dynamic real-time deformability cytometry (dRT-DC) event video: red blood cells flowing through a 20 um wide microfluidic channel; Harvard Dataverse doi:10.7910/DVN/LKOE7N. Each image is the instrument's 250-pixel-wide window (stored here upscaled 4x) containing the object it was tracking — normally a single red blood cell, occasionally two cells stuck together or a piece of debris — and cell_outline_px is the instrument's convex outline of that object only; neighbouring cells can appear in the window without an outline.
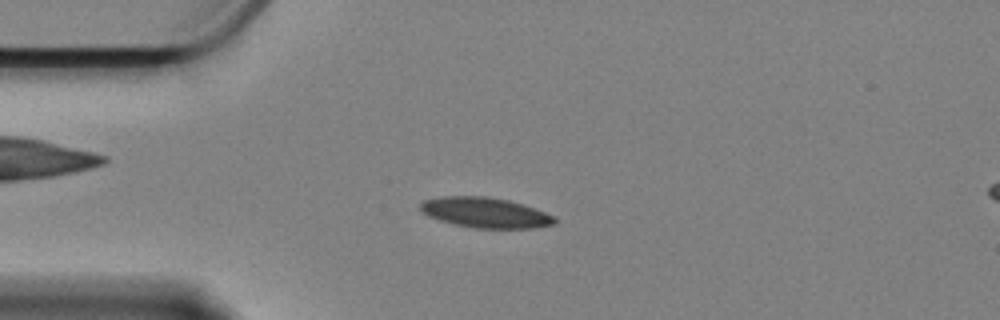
{"species": "Egyptian fruit bat (a non-hibernating species)", "species_latin": "Rousettus aegyptiacus", "temperature_condition": "cold", "stored_images_in_passage": 58, "camera_frame_rate_fps": 3000, "um_per_image_px": 0.085, "animal": {"sex": "female"}, "frame": {"image": 1, "passage_image": 13, "time_ms": 4.0, "image_size_px": [1000, 320], "cell_outline_px": [[560, 220], [556, 224], [536, 228], [476, 228], [452, 224], [428, 216], [420, 212], [420, 204], [424, 200], [444, 196], [484, 196], [508, 200], [556, 216]], "centroid_in_image_um": [41.26, 18.08], "position_along_channel_um": 43.7, "area_um2": 23.76}}
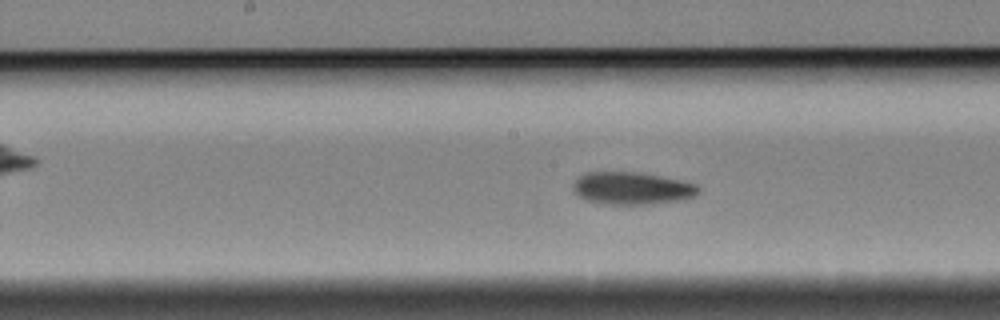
{"frame": {"image": 2, "passage_image": 28, "time_ms": 9.0, "image_size_px": [1000, 320], "cell_outline_px": [[700, 192], [696, 196], [684, 200], [652, 204], [604, 204], [584, 200], [576, 196], [572, 188], [572, 184], [584, 172], [640, 172], [684, 180], [696, 184], [700, 188]], "centroid_in_image_um": [53.73, 16.01], "position_along_channel_um": 194.5, "area_um2": 24.28}}
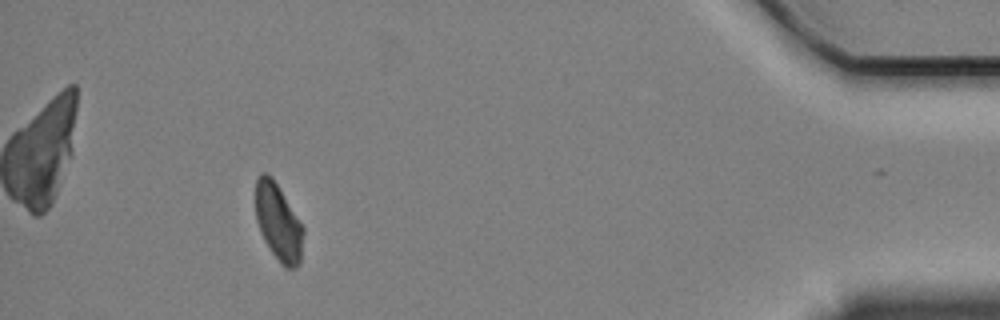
{"frame": {"image": 3, "passage_image": 53, "time_ms": 17.333, "image_size_px": [1000, 320], "cell_outline_px": [[304, 232], [300, 264], [296, 268], [284, 268], [280, 264], [264, 240], [260, 232], [256, 220], [256, 180], [260, 172], [264, 172], [272, 176], [304, 228]], "centroid_in_image_um": [23.66, 18.91], "position_along_channel_um": 411.5, "area_um2": 21.44}, "authors_computed_cell_mechanics": {"area_um2": 23.2356, "velocity_mm_per_s": 3.3398, "shape_relaxation_time_tau1_ms": 9.1415, "shape_relaxation_time_tau2_ms": 6.7238, "deformation_change_tau1": 0.1427, "deformation_change_tau2": 0.1125}}